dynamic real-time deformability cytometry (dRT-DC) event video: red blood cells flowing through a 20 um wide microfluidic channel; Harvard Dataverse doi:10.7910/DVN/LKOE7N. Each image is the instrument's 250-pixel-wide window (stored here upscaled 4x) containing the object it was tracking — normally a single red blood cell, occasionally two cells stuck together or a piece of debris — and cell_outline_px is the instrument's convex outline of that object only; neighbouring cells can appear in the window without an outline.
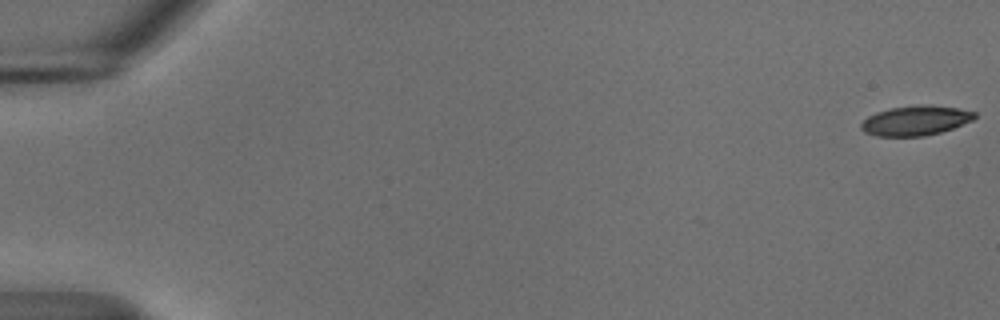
{"species": "common noctule bat (a hibernating species)", "species_latin": "Nyctalus noctula", "temperature_condition": "cold", "stored_images_in_passage": 11, "camera_frame_rate_fps": 3000, "um_per_image_px": 0.085, "animal": {"sex": "male", "body_mass_g": 18.8}, "frame": {"image": 1, "passage_image": 1, "time_ms": 0.0, "image_size_px": [1000, 320], "cell_outline_px": [[976, 116], [972, 120], [952, 128], [940, 132], [924, 136], [876, 136], [864, 132], [860, 128], [860, 124], [868, 116], [876, 112], [888, 108], [916, 104], [928, 104], [956, 108], [976, 112]], "centroid_in_image_um": [77.78, 10.23], "position_along_channel_um": 7.2, "area_um2": 19.77}}